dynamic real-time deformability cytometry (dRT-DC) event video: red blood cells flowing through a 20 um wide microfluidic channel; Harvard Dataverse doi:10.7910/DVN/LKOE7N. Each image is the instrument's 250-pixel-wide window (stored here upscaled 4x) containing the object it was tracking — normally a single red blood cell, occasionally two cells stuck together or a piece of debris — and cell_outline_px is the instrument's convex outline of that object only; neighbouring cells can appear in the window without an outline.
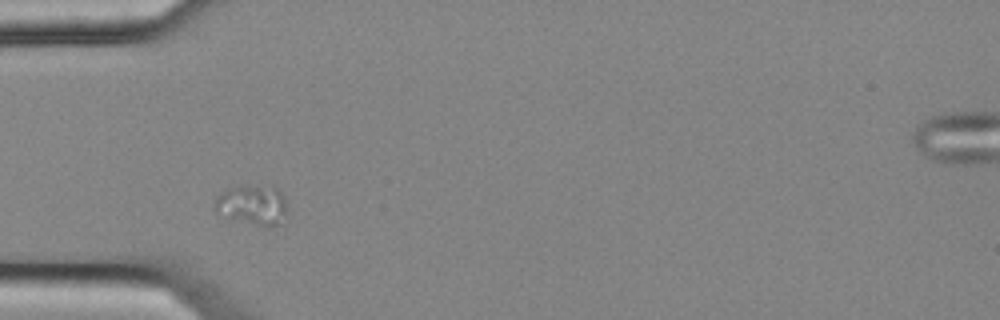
{"species": "common noctule bat (a hibernating species)", "species_latin": "Nyctalus noctula", "temperature_condition": "cold", "stored_images_in_passage": 2, "camera_frame_rate_fps": 3000, "um_per_image_px": 0.085, "animal": {"sex": "female", "body_mass_g": 25.1}, "frame": {"image": 1, "passage_image": 1, "time_ms": 0.0, "image_size_px": [1000, 320], "cell_outline_px": [[288, 212], [272, 228], [264, 228], [216, 212], [216, 196], [220, 192], [228, 188], [272, 184], [284, 196]], "centroid_in_image_um": [21.51, 17.4], "position_along_channel_um": 63.5, "area_um2": 16.82}}
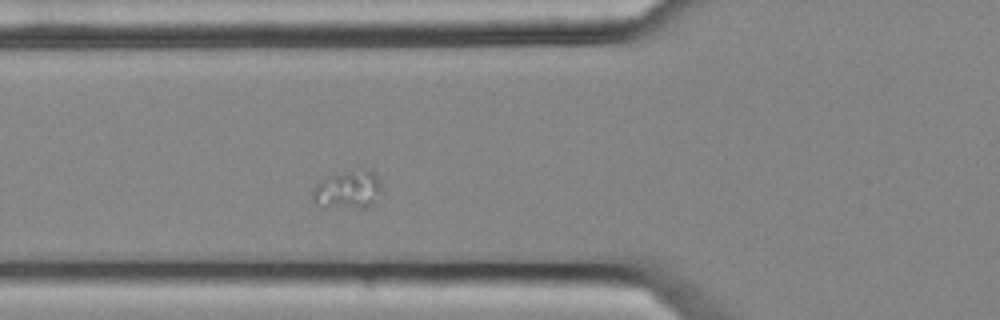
{"frame": {"image": 2, "passage_image": 2, "time_ms": 0.333, "image_size_px": [1000, 320], "cell_outline_px": [[380, 188], [372, 204], [368, 208], [324, 208], [312, 196], [312, 188], [320, 180], [328, 176], [364, 168], [372, 172], [380, 180]], "centroid_in_image_um": [29.54, 16.14], "position_along_channel_um": 96.3, "area_um2": 15.26}}